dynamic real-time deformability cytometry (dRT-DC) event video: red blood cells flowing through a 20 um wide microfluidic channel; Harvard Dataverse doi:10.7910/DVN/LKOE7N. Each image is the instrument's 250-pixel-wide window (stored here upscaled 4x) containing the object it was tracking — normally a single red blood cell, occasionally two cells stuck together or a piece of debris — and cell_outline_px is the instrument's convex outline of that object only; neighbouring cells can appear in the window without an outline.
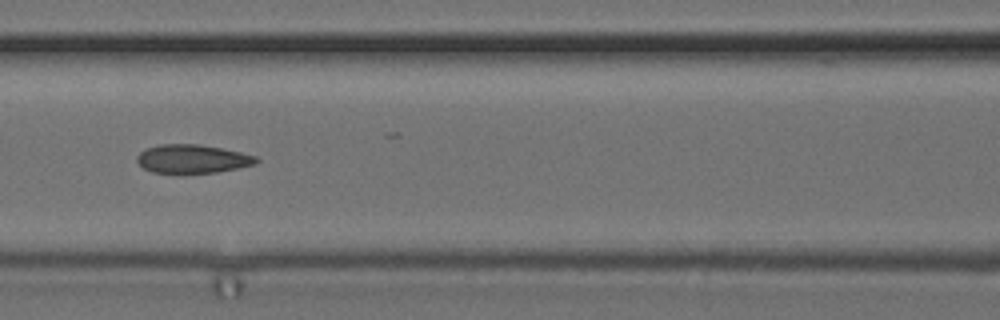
{"species": "common noctule bat (a hibernating species)", "species_latin": "Nyctalus noctula", "temperature_condition": "cold", "stored_images_in_passage": 10, "camera_frame_rate_fps": 3000, "um_per_image_px": 0.085, "animal": {"sex": "female", "body_mass_g": 24.6, "forearm_length_mm": 56.2}, "frame": {"image": 1, "passage_image": 6, "time_ms": 1.667, "image_size_px": [1000, 320], "cell_outline_px": [[260, 160], [256, 164], [216, 172], [152, 172], [144, 168], [136, 160], [136, 156], [140, 152], [148, 148], [160, 144], [200, 144], [240, 152], [256, 156]], "centroid_in_image_um": [16.36, 13.49], "position_along_channel_um": 150.2, "area_um2": 19.54}}
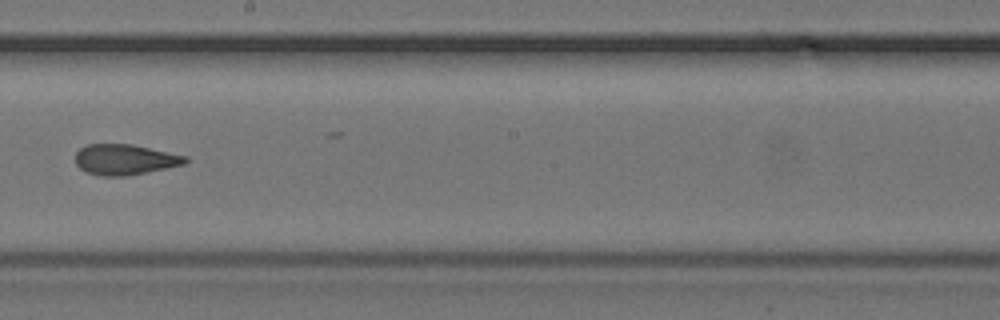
{"frame": {"image": 2, "passage_image": 8, "time_ms": 2.333, "image_size_px": [1000, 320], "cell_outline_px": [[188, 160], [184, 164], [128, 176], [100, 176], [88, 172], [80, 168], [76, 164], [76, 152], [80, 148], [88, 144], [132, 144], [188, 156]], "centroid_in_image_um": [10.62, 13.56], "position_along_channel_um": 237.6, "area_um2": 19.54}}
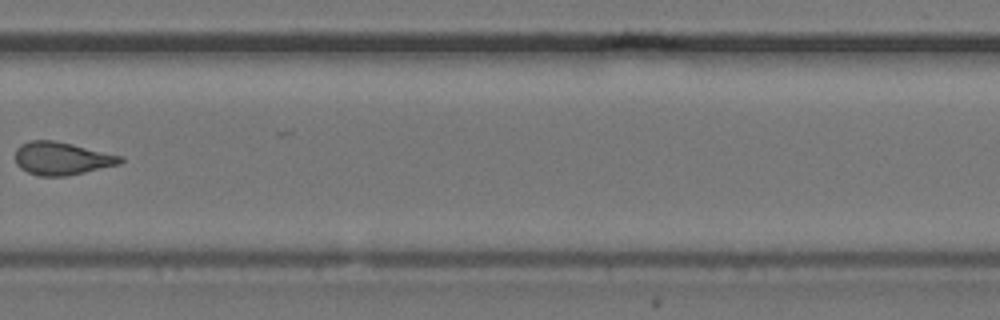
{"frame": {"image": 3, "passage_image": 10, "time_ms": 3.0, "image_size_px": [1000, 320], "cell_outline_px": [[124, 160], [120, 164], [68, 176], [40, 176], [28, 172], [20, 168], [16, 164], [16, 148], [20, 144], [28, 140], [56, 140], [124, 156]], "centroid_in_image_um": [5.26, 13.46], "position_along_channel_um": 324.5, "area_um2": 20.4}}